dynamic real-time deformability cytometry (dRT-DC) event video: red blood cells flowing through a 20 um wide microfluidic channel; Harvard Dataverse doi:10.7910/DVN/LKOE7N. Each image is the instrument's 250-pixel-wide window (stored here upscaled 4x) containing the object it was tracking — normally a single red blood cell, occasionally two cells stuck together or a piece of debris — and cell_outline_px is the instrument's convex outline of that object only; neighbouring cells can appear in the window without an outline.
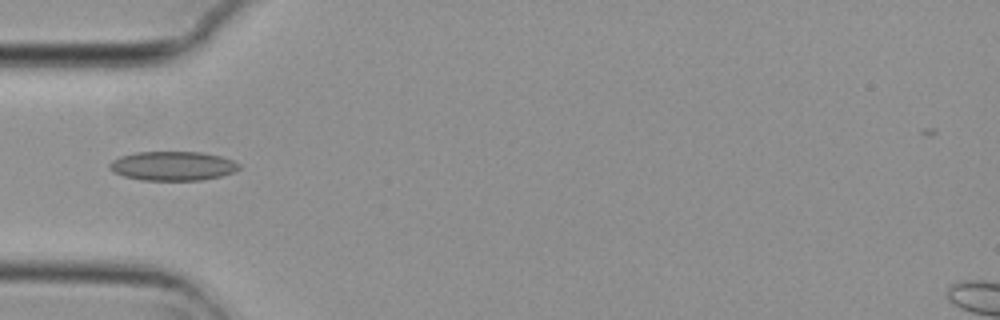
{"species": "common noctule bat (a hibernating species)", "species_latin": "Nyctalus noctula", "temperature_condition": "cold", "stored_images_in_passage": 5, "camera_frame_rate_fps": 3000, "um_per_image_px": 0.085, "animal": {"sex": "female", "body_mass_g": 29.2, "forearm_length_mm": 56.3}, "frame": {"image": 1, "passage_image": 5, "time_ms": 1.333, "image_size_px": [1000, 320], "cell_outline_px": [[240, 168], [236, 172], [220, 176], [200, 180], [140, 180], [124, 176], [108, 168], [108, 164], [112, 160], [120, 156], [136, 152], [200, 152], [220, 156], [232, 160], [240, 164]], "centroid_in_image_um": [14.68, 14.1], "position_along_channel_um": 70.3, "area_um2": 22.02}}